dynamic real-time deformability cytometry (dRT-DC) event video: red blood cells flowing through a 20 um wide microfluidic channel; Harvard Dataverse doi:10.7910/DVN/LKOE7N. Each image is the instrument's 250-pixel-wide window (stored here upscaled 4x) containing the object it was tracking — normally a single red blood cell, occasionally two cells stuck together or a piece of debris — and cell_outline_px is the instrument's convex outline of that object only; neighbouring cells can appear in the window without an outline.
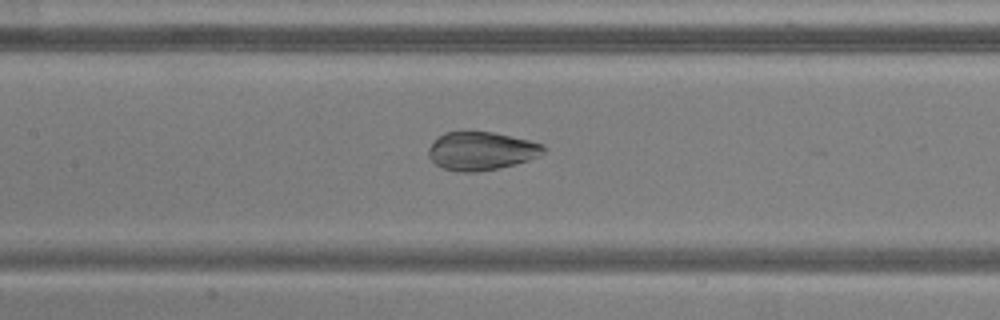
{"species": "common noctule bat (a hibernating species)", "species_latin": "Nyctalus noctula", "temperature_condition": "warm", "stored_images_in_passage": 17, "camera_frame_rate_fps": 3000, "um_per_image_px": 0.085, "animal": {"sex": "male", "body_mass_g": 20.5, "forearm_length_mm": 52.5}, "frame": {"image": 1, "passage_image": 12, "time_ms": 3.667, "image_size_px": [1000, 320], "cell_outline_px": [[548, 148], [544, 152], [528, 160], [496, 168], [476, 172], [456, 172], [444, 168], [436, 164], [428, 156], [428, 148], [444, 132], [464, 128], [492, 132], [528, 140], [544, 144]], "centroid_in_image_um": [40.87, 12.79], "position_along_channel_um": 166.5, "area_um2": 26.01}}
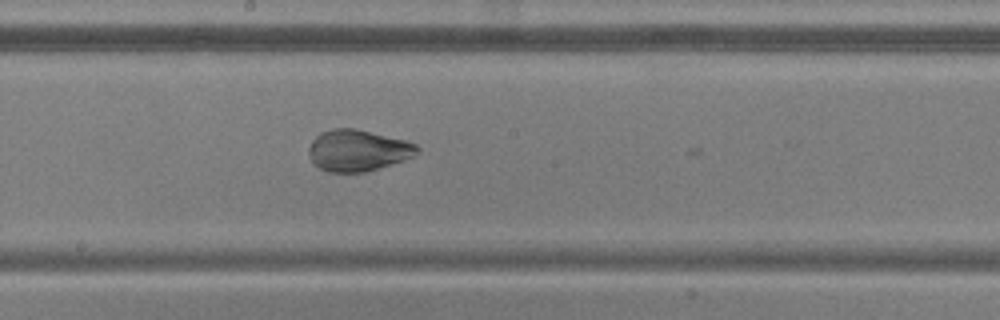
{"frame": {"image": 2, "passage_image": 16, "time_ms": 5.0, "image_size_px": [1000, 320], "cell_outline_px": [[420, 148], [412, 156], [404, 160], [368, 172], [328, 172], [312, 164], [308, 156], [308, 148], [312, 140], [320, 132], [332, 128], [356, 128], [408, 140], [416, 144]], "centroid_in_image_um": [30.39, 12.78], "position_along_channel_um": 217.8, "area_um2": 26.59}}